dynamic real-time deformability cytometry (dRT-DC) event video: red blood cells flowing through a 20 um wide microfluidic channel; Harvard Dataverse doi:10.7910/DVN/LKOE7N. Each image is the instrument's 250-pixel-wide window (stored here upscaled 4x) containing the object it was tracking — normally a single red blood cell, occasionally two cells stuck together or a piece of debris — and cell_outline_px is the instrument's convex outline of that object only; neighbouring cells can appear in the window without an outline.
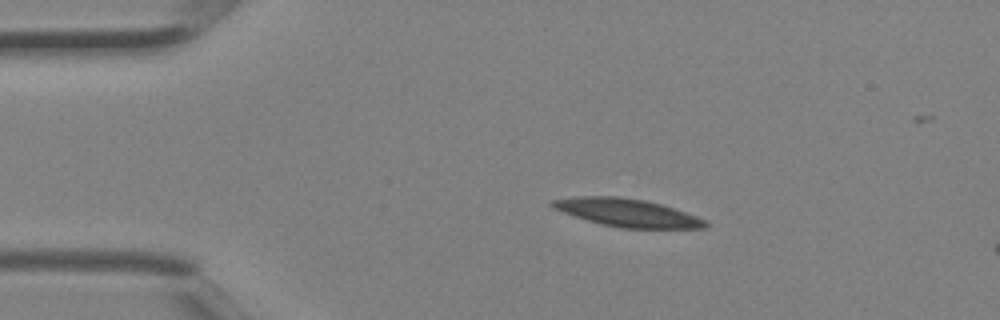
{"species": "Egyptian fruit bat (a non-hibernating species)", "species_latin": "Rousettus aegyptiacus", "temperature_condition": "room temperature", "stored_images_in_passage": 3, "camera_frame_rate_fps": 3000, "um_per_image_px": 0.085, "animal": {"sex": "female"}, "frame": {"image": 1, "passage_image": 1, "time_ms": 0.0, "image_size_px": [1000, 320], "cell_outline_px": [[708, 228], [620, 228], [600, 224], [564, 212], [548, 204], [552, 200], [576, 196], [620, 196], [644, 200], [660, 204], [708, 220]], "centroid_in_image_um": [53.34, 18.08], "position_along_channel_um": 31.7, "area_um2": 24.68}}